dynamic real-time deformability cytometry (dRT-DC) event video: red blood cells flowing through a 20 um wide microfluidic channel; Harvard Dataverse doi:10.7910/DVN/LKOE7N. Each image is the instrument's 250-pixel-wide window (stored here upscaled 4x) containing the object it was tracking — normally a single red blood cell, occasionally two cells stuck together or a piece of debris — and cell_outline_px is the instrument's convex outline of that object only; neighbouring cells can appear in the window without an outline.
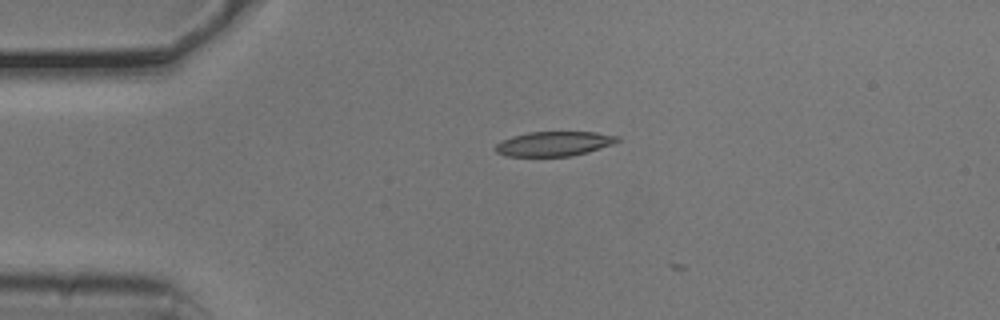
{"species": "common noctule bat (a hibernating species)", "species_latin": "Nyctalus noctula", "temperature_condition": "cold", "stored_images_in_passage": 2, "camera_frame_rate_fps": 3000, "um_per_image_px": 0.085, "animal": {"sex": "male", "body_mass_g": 20.5, "forearm_length_mm": 52.5}, "frame": {"image": 1, "passage_image": 1, "time_ms": 0.0, "image_size_px": [1000, 320], "cell_outline_px": [[620, 140], [612, 144], [588, 152], [572, 156], [504, 156], [496, 152], [492, 148], [500, 140], [512, 136], [528, 132], [596, 132], [620, 136]], "centroid_in_image_um": [47.05, 12.22], "position_along_channel_um": 37.9, "area_um2": 17.69}}